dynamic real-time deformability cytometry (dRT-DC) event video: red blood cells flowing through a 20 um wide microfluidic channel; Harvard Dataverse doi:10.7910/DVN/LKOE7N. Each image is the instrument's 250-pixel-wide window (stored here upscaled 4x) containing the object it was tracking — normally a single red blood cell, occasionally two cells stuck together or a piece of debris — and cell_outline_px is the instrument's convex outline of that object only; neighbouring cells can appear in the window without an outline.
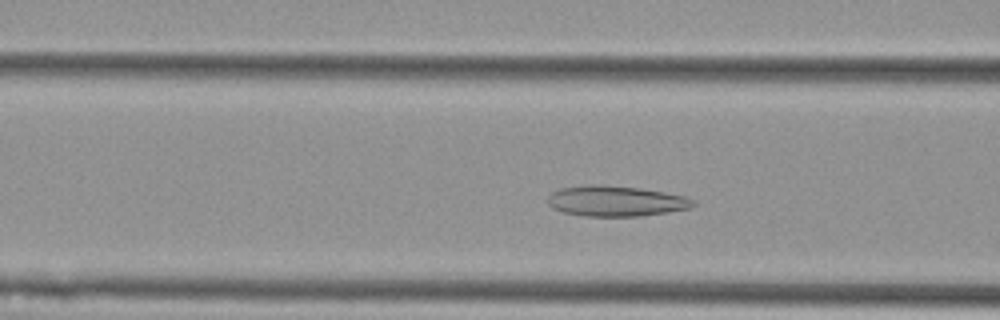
{"species": "Egyptian fruit bat (a non-hibernating species)", "species_latin": "Rousettus aegyptiacus", "temperature_condition": "cold", "stored_images_in_passage": 47, "camera_frame_rate_fps": 3000, "um_per_image_px": 0.085, "animal": {"sex": "female"}, "frame": {"image": 1, "passage_image": 13, "time_ms": 4.0, "image_size_px": [1000, 320], "cell_outline_px": [[696, 204], [692, 208], [668, 212], [640, 216], [584, 216], [564, 212], [552, 208], [548, 204], [548, 196], [552, 192], [560, 188], [588, 184], [604, 184], [640, 188], [664, 192], [684, 196], [696, 200]], "centroid_in_image_um": [52.36, 17.08], "position_along_channel_um": 114.2, "area_um2": 26.13}}
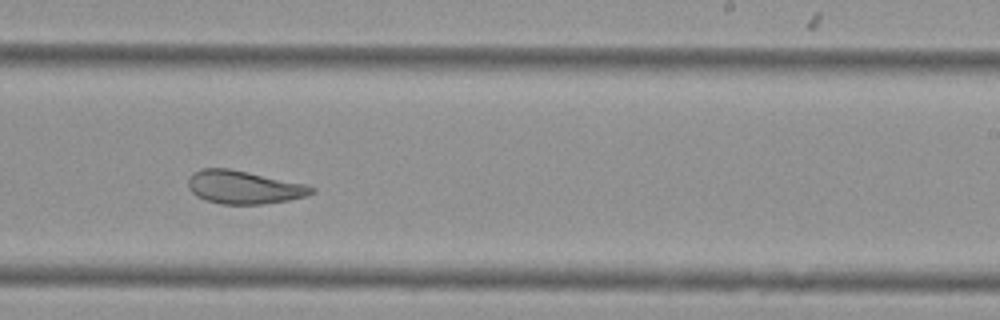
{"frame": {"image": 2, "passage_image": 26, "time_ms": 8.333, "image_size_px": [1000, 320], "cell_outline_px": [[316, 192], [308, 196], [288, 200], [264, 204], [220, 204], [204, 200], [196, 196], [188, 188], [188, 180], [192, 172], [200, 168], [228, 168], [308, 184], [316, 188]], "centroid_in_image_um": [20.74, 15.91], "position_along_channel_um": 268.3, "area_um2": 24.22}}
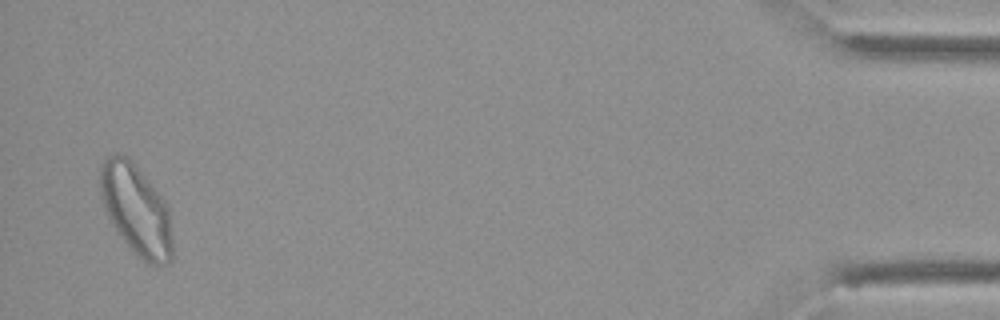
{"frame": {"image": 3, "passage_image": 46, "time_ms": 15.0, "image_size_px": [1000, 320], "cell_outline_px": [[172, 260], [168, 264], [152, 264], [144, 260], [116, 232], [104, 208], [100, 196], [100, 164], [104, 156], [116, 152], [128, 156], [168, 204], [172, 240]], "centroid_in_image_um": [11.55, 17.76], "position_along_channel_um": 423.6, "area_um2": 38.15}, "authors_computed_cell_mechanics": {"area_um2": 27.8018, "velocity_mm_per_s": 3.5707, "shape_relaxation_time_tau1_ms": null, "shape_relaxation_time_tau2_ms": 1.1936, "deformation_change_tau1": null, "deformation_change_tau2": 0.07}}